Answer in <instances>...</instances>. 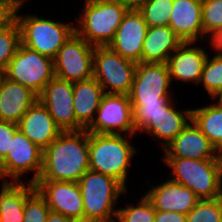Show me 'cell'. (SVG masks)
Instances as JSON below:
<instances>
[{
    "label": "cell",
    "instance_id": "obj_1",
    "mask_svg": "<svg viewBox=\"0 0 222 222\" xmlns=\"http://www.w3.org/2000/svg\"><path fill=\"white\" fill-rule=\"evenodd\" d=\"M89 167V132H62L43 150L38 180L78 182Z\"/></svg>",
    "mask_w": 222,
    "mask_h": 222
},
{
    "label": "cell",
    "instance_id": "obj_2",
    "mask_svg": "<svg viewBox=\"0 0 222 222\" xmlns=\"http://www.w3.org/2000/svg\"><path fill=\"white\" fill-rule=\"evenodd\" d=\"M133 137L89 133L90 170L110 176L128 189L126 183L130 165L138 152L130 142Z\"/></svg>",
    "mask_w": 222,
    "mask_h": 222
},
{
    "label": "cell",
    "instance_id": "obj_3",
    "mask_svg": "<svg viewBox=\"0 0 222 222\" xmlns=\"http://www.w3.org/2000/svg\"><path fill=\"white\" fill-rule=\"evenodd\" d=\"M78 183L83 198L84 222H115L118 200L128 190L116 179L92 170H87Z\"/></svg>",
    "mask_w": 222,
    "mask_h": 222
},
{
    "label": "cell",
    "instance_id": "obj_4",
    "mask_svg": "<svg viewBox=\"0 0 222 222\" xmlns=\"http://www.w3.org/2000/svg\"><path fill=\"white\" fill-rule=\"evenodd\" d=\"M127 11L119 0H85L75 32L94 47L108 46Z\"/></svg>",
    "mask_w": 222,
    "mask_h": 222
},
{
    "label": "cell",
    "instance_id": "obj_5",
    "mask_svg": "<svg viewBox=\"0 0 222 222\" xmlns=\"http://www.w3.org/2000/svg\"><path fill=\"white\" fill-rule=\"evenodd\" d=\"M170 180L188 187L199 199L222 196V159L164 158Z\"/></svg>",
    "mask_w": 222,
    "mask_h": 222
},
{
    "label": "cell",
    "instance_id": "obj_6",
    "mask_svg": "<svg viewBox=\"0 0 222 222\" xmlns=\"http://www.w3.org/2000/svg\"><path fill=\"white\" fill-rule=\"evenodd\" d=\"M24 4L26 3L20 4L15 12V20L21 32V44L54 59L59 49L75 33V23L65 24L34 14L18 13Z\"/></svg>",
    "mask_w": 222,
    "mask_h": 222
},
{
    "label": "cell",
    "instance_id": "obj_7",
    "mask_svg": "<svg viewBox=\"0 0 222 222\" xmlns=\"http://www.w3.org/2000/svg\"><path fill=\"white\" fill-rule=\"evenodd\" d=\"M137 64L122 57L109 46H97L93 56V77L102 86L105 94L128 95Z\"/></svg>",
    "mask_w": 222,
    "mask_h": 222
},
{
    "label": "cell",
    "instance_id": "obj_8",
    "mask_svg": "<svg viewBox=\"0 0 222 222\" xmlns=\"http://www.w3.org/2000/svg\"><path fill=\"white\" fill-rule=\"evenodd\" d=\"M6 77L31 89L38 96L55 77L52 58L20 44L6 68Z\"/></svg>",
    "mask_w": 222,
    "mask_h": 222
},
{
    "label": "cell",
    "instance_id": "obj_9",
    "mask_svg": "<svg viewBox=\"0 0 222 222\" xmlns=\"http://www.w3.org/2000/svg\"><path fill=\"white\" fill-rule=\"evenodd\" d=\"M94 50L93 45L75 32L53 59L55 77L70 82L92 78Z\"/></svg>",
    "mask_w": 222,
    "mask_h": 222
},
{
    "label": "cell",
    "instance_id": "obj_10",
    "mask_svg": "<svg viewBox=\"0 0 222 222\" xmlns=\"http://www.w3.org/2000/svg\"><path fill=\"white\" fill-rule=\"evenodd\" d=\"M42 158L43 150L18 129L13 135L7 156L1 161L5 179L7 182L34 184L41 174ZM30 171H33V177L27 181L23 176Z\"/></svg>",
    "mask_w": 222,
    "mask_h": 222
},
{
    "label": "cell",
    "instance_id": "obj_11",
    "mask_svg": "<svg viewBox=\"0 0 222 222\" xmlns=\"http://www.w3.org/2000/svg\"><path fill=\"white\" fill-rule=\"evenodd\" d=\"M86 130L94 134L129 136L137 134L129 95L105 94L94 121Z\"/></svg>",
    "mask_w": 222,
    "mask_h": 222
},
{
    "label": "cell",
    "instance_id": "obj_12",
    "mask_svg": "<svg viewBox=\"0 0 222 222\" xmlns=\"http://www.w3.org/2000/svg\"><path fill=\"white\" fill-rule=\"evenodd\" d=\"M171 85L166 63L139 62L128 94L130 102L174 100Z\"/></svg>",
    "mask_w": 222,
    "mask_h": 222
},
{
    "label": "cell",
    "instance_id": "obj_13",
    "mask_svg": "<svg viewBox=\"0 0 222 222\" xmlns=\"http://www.w3.org/2000/svg\"><path fill=\"white\" fill-rule=\"evenodd\" d=\"M34 185L50 211L84 222L83 198L78 182L37 180Z\"/></svg>",
    "mask_w": 222,
    "mask_h": 222
},
{
    "label": "cell",
    "instance_id": "obj_14",
    "mask_svg": "<svg viewBox=\"0 0 222 222\" xmlns=\"http://www.w3.org/2000/svg\"><path fill=\"white\" fill-rule=\"evenodd\" d=\"M38 99L46 107L62 132L76 131L73 82L54 77L43 89Z\"/></svg>",
    "mask_w": 222,
    "mask_h": 222
},
{
    "label": "cell",
    "instance_id": "obj_15",
    "mask_svg": "<svg viewBox=\"0 0 222 222\" xmlns=\"http://www.w3.org/2000/svg\"><path fill=\"white\" fill-rule=\"evenodd\" d=\"M163 158L222 159V154L191 119L164 148Z\"/></svg>",
    "mask_w": 222,
    "mask_h": 222
},
{
    "label": "cell",
    "instance_id": "obj_16",
    "mask_svg": "<svg viewBox=\"0 0 222 222\" xmlns=\"http://www.w3.org/2000/svg\"><path fill=\"white\" fill-rule=\"evenodd\" d=\"M147 30L148 25L142 14L128 10L108 46L122 57L139 63Z\"/></svg>",
    "mask_w": 222,
    "mask_h": 222
},
{
    "label": "cell",
    "instance_id": "obj_17",
    "mask_svg": "<svg viewBox=\"0 0 222 222\" xmlns=\"http://www.w3.org/2000/svg\"><path fill=\"white\" fill-rule=\"evenodd\" d=\"M196 43L183 42L167 60L171 82H191L198 86L208 53Z\"/></svg>",
    "mask_w": 222,
    "mask_h": 222
},
{
    "label": "cell",
    "instance_id": "obj_18",
    "mask_svg": "<svg viewBox=\"0 0 222 222\" xmlns=\"http://www.w3.org/2000/svg\"><path fill=\"white\" fill-rule=\"evenodd\" d=\"M156 211H172L187 215L201 200L188 187L165 179L145 192Z\"/></svg>",
    "mask_w": 222,
    "mask_h": 222
},
{
    "label": "cell",
    "instance_id": "obj_19",
    "mask_svg": "<svg viewBox=\"0 0 222 222\" xmlns=\"http://www.w3.org/2000/svg\"><path fill=\"white\" fill-rule=\"evenodd\" d=\"M169 27L183 42L205 41L202 0H174Z\"/></svg>",
    "mask_w": 222,
    "mask_h": 222
},
{
    "label": "cell",
    "instance_id": "obj_20",
    "mask_svg": "<svg viewBox=\"0 0 222 222\" xmlns=\"http://www.w3.org/2000/svg\"><path fill=\"white\" fill-rule=\"evenodd\" d=\"M17 126L42 150H45L62 133L39 99L23 115Z\"/></svg>",
    "mask_w": 222,
    "mask_h": 222
},
{
    "label": "cell",
    "instance_id": "obj_21",
    "mask_svg": "<svg viewBox=\"0 0 222 222\" xmlns=\"http://www.w3.org/2000/svg\"><path fill=\"white\" fill-rule=\"evenodd\" d=\"M104 89L94 77L73 82V108L76 116V131L87 129L95 119Z\"/></svg>",
    "mask_w": 222,
    "mask_h": 222
},
{
    "label": "cell",
    "instance_id": "obj_22",
    "mask_svg": "<svg viewBox=\"0 0 222 222\" xmlns=\"http://www.w3.org/2000/svg\"><path fill=\"white\" fill-rule=\"evenodd\" d=\"M37 100L31 89L6 78L0 91V121L17 124Z\"/></svg>",
    "mask_w": 222,
    "mask_h": 222
},
{
    "label": "cell",
    "instance_id": "obj_23",
    "mask_svg": "<svg viewBox=\"0 0 222 222\" xmlns=\"http://www.w3.org/2000/svg\"><path fill=\"white\" fill-rule=\"evenodd\" d=\"M182 43L183 41L169 26L148 27L141 62L166 63Z\"/></svg>",
    "mask_w": 222,
    "mask_h": 222
},
{
    "label": "cell",
    "instance_id": "obj_24",
    "mask_svg": "<svg viewBox=\"0 0 222 222\" xmlns=\"http://www.w3.org/2000/svg\"><path fill=\"white\" fill-rule=\"evenodd\" d=\"M30 182L2 183L0 188L1 222H23L26 199L35 191Z\"/></svg>",
    "mask_w": 222,
    "mask_h": 222
},
{
    "label": "cell",
    "instance_id": "obj_25",
    "mask_svg": "<svg viewBox=\"0 0 222 222\" xmlns=\"http://www.w3.org/2000/svg\"><path fill=\"white\" fill-rule=\"evenodd\" d=\"M175 99L172 100L160 114L155 127L148 133L153 136L164 149L190 122L192 109H177Z\"/></svg>",
    "mask_w": 222,
    "mask_h": 222
},
{
    "label": "cell",
    "instance_id": "obj_26",
    "mask_svg": "<svg viewBox=\"0 0 222 222\" xmlns=\"http://www.w3.org/2000/svg\"><path fill=\"white\" fill-rule=\"evenodd\" d=\"M215 102L193 108L192 120L222 154V104Z\"/></svg>",
    "mask_w": 222,
    "mask_h": 222
},
{
    "label": "cell",
    "instance_id": "obj_27",
    "mask_svg": "<svg viewBox=\"0 0 222 222\" xmlns=\"http://www.w3.org/2000/svg\"><path fill=\"white\" fill-rule=\"evenodd\" d=\"M171 101L131 102L136 133L143 134L145 132L148 134L155 127L156 120Z\"/></svg>",
    "mask_w": 222,
    "mask_h": 222
},
{
    "label": "cell",
    "instance_id": "obj_28",
    "mask_svg": "<svg viewBox=\"0 0 222 222\" xmlns=\"http://www.w3.org/2000/svg\"><path fill=\"white\" fill-rule=\"evenodd\" d=\"M216 53L208 55L199 82L212 100L222 91V53Z\"/></svg>",
    "mask_w": 222,
    "mask_h": 222
},
{
    "label": "cell",
    "instance_id": "obj_29",
    "mask_svg": "<svg viewBox=\"0 0 222 222\" xmlns=\"http://www.w3.org/2000/svg\"><path fill=\"white\" fill-rule=\"evenodd\" d=\"M136 204L127 203V207H119L115 222H154L156 210L146 195H142Z\"/></svg>",
    "mask_w": 222,
    "mask_h": 222
},
{
    "label": "cell",
    "instance_id": "obj_30",
    "mask_svg": "<svg viewBox=\"0 0 222 222\" xmlns=\"http://www.w3.org/2000/svg\"><path fill=\"white\" fill-rule=\"evenodd\" d=\"M174 0H147L138 10L148 27L169 26Z\"/></svg>",
    "mask_w": 222,
    "mask_h": 222
},
{
    "label": "cell",
    "instance_id": "obj_31",
    "mask_svg": "<svg viewBox=\"0 0 222 222\" xmlns=\"http://www.w3.org/2000/svg\"><path fill=\"white\" fill-rule=\"evenodd\" d=\"M21 44L19 24L14 20L10 25L0 31V69L6 70L10 60Z\"/></svg>",
    "mask_w": 222,
    "mask_h": 222
},
{
    "label": "cell",
    "instance_id": "obj_32",
    "mask_svg": "<svg viewBox=\"0 0 222 222\" xmlns=\"http://www.w3.org/2000/svg\"><path fill=\"white\" fill-rule=\"evenodd\" d=\"M186 222H222V197L201 199L186 215Z\"/></svg>",
    "mask_w": 222,
    "mask_h": 222
},
{
    "label": "cell",
    "instance_id": "obj_33",
    "mask_svg": "<svg viewBox=\"0 0 222 222\" xmlns=\"http://www.w3.org/2000/svg\"><path fill=\"white\" fill-rule=\"evenodd\" d=\"M202 24L209 41L222 28V0H202Z\"/></svg>",
    "mask_w": 222,
    "mask_h": 222
},
{
    "label": "cell",
    "instance_id": "obj_34",
    "mask_svg": "<svg viewBox=\"0 0 222 222\" xmlns=\"http://www.w3.org/2000/svg\"><path fill=\"white\" fill-rule=\"evenodd\" d=\"M49 212L45 199L35 190L25 201L23 222H46Z\"/></svg>",
    "mask_w": 222,
    "mask_h": 222
},
{
    "label": "cell",
    "instance_id": "obj_35",
    "mask_svg": "<svg viewBox=\"0 0 222 222\" xmlns=\"http://www.w3.org/2000/svg\"><path fill=\"white\" fill-rule=\"evenodd\" d=\"M18 130V126L14 122L0 121V161L8 154L11 140L14 133Z\"/></svg>",
    "mask_w": 222,
    "mask_h": 222
},
{
    "label": "cell",
    "instance_id": "obj_36",
    "mask_svg": "<svg viewBox=\"0 0 222 222\" xmlns=\"http://www.w3.org/2000/svg\"><path fill=\"white\" fill-rule=\"evenodd\" d=\"M27 1L0 0V31L15 20L16 8Z\"/></svg>",
    "mask_w": 222,
    "mask_h": 222
},
{
    "label": "cell",
    "instance_id": "obj_37",
    "mask_svg": "<svg viewBox=\"0 0 222 222\" xmlns=\"http://www.w3.org/2000/svg\"><path fill=\"white\" fill-rule=\"evenodd\" d=\"M154 222H186V215L172 211H156Z\"/></svg>",
    "mask_w": 222,
    "mask_h": 222
},
{
    "label": "cell",
    "instance_id": "obj_38",
    "mask_svg": "<svg viewBox=\"0 0 222 222\" xmlns=\"http://www.w3.org/2000/svg\"><path fill=\"white\" fill-rule=\"evenodd\" d=\"M209 41L208 44H211L209 46L212 47V50H215L214 52L222 53V28Z\"/></svg>",
    "mask_w": 222,
    "mask_h": 222
},
{
    "label": "cell",
    "instance_id": "obj_39",
    "mask_svg": "<svg viewBox=\"0 0 222 222\" xmlns=\"http://www.w3.org/2000/svg\"><path fill=\"white\" fill-rule=\"evenodd\" d=\"M46 222H76V221L62 215L61 213L50 211L46 218Z\"/></svg>",
    "mask_w": 222,
    "mask_h": 222
},
{
    "label": "cell",
    "instance_id": "obj_40",
    "mask_svg": "<svg viewBox=\"0 0 222 222\" xmlns=\"http://www.w3.org/2000/svg\"><path fill=\"white\" fill-rule=\"evenodd\" d=\"M128 10L138 11L147 0H119Z\"/></svg>",
    "mask_w": 222,
    "mask_h": 222
},
{
    "label": "cell",
    "instance_id": "obj_41",
    "mask_svg": "<svg viewBox=\"0 0 222 222\" xmlns=\"http://www.w3.org/2000/svg\"><path fill=\"white\" fill-rule=\"evenodd\" d=\"M6 78H7L6 77V71L0 69V91L2 90L4 81H5Z\"/></svg>",
    "mask_w": 222,
    "mask_h": 222
},
{
    "label": "cell",
    "instance_id": "obj_42",
    "mask_svg": "<svg viewBox=\"0 0 222 222\" xmlns=\"http://www.w3.org/2000/svg\"><path fill=\"white\" fill-rule=\"evenodd\" d=\"M217 101L218 103L222 104V91L219 92V94L214 98V101Z\"/></svg>",
    "mask_w": 222,
    "mask_h": 222
},
{
    "label": "cell",
    "instance_id": "obj_43",
    "mask_svg": "<svg viewBox=\"0 0 222 222\" xmlns=\"http://www.w3.org/2000/svg\"><path fill=\"white\" fill-rule=\"evenodd\" d=\"M0 180L2 181V183H8L3 174L2 167H0Z\"/></svg>",
    "mask_w": 222,
    "mask_h": 222
},
{
    "label": "cell",
    "instance_id": "obj_44",
    "mask_svg": "<svg viewBox=\"0 0 222 222\" xmlns=\"http://www.w3.org/2000/svg\"><path fill=\"white\" fill-rule=\"evenodd\" d=\"M8 1H28V0H8Z\"/></svg>",
    "mask_w": 222,
    "mask_h": 222
}]
</instances>
